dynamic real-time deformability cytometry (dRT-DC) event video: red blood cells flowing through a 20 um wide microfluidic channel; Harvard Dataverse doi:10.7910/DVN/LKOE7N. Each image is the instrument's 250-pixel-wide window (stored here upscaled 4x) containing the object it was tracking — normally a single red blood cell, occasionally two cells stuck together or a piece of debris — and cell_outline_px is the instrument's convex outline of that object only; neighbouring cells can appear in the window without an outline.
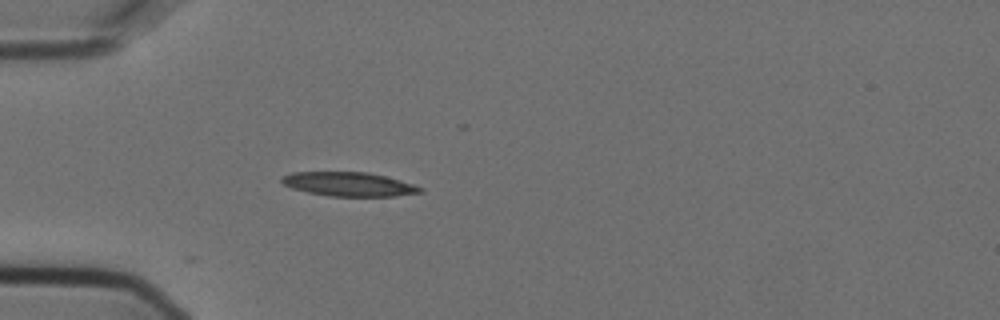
{"species": "Egyptian fruit bat (a non-hibernating species)", "species_latin": "Rousettus aegyptiacus", "temperature_condition": "cold", "stored_images_in_passage": 41, "camera_frame_rate_fps": 3000, "um_per_image_px": 0.085, "animal": {"sex": "female"}, "frame": {"image": 1, "passage_image": 1, "time_ms": 0.0, "image_size_px": [1000, 320], "cell_outline_px": [[424, 192], [396, 196], [328, 196], [308, 192], [292, 188], [284, 184], [280, 180], [280, 176], [292, 172], [368, 172], [384, 176], [412, 184], [424, 188]], "centroid_in_image_um": [29.63, 15.65], "position_along_channel_um": 55.4, "area_um2": 19.36}}
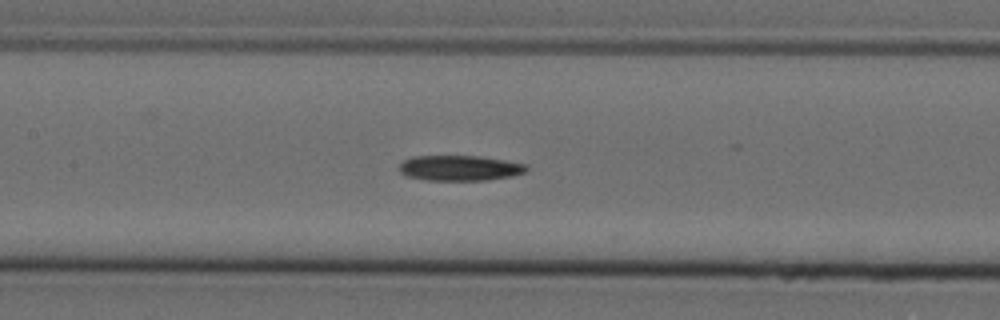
{"frame": {"image": 2, "passage_image": 11, "time_ms": 3.333, "image_size_px": [1000, 320], "cell_outline_px": [[528, 168], [524, 172], [512, 176], [488, 180], [424, 180], [408, 176], [400, 172], [400, 164], [404, 160], [412, 156], [480, 156], [528, 164]], "centroid_in_image_um": [39.09, 14.28], "position_along_channel_um": 168.3, "area_um2": 18.79}}
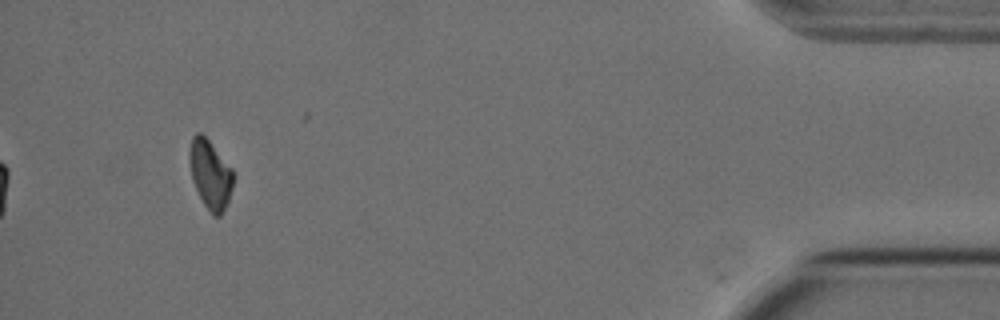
{"frame": {"image": 3, "passage_image": 37, "time_ms": 12.0, "image_size_px": [1000, 320], "cell_outline_px": [[232, 188], [228, 200], [220, 216], [212, 216], [204, 204], [192, 180], [188, 152], [192, 136], [196, 132], [200, 132], [208, 140], [232, 168]], "centroid_in_image_um": [17.84, 14.8], "position_along_channel_um": 417.4, "area_um2": 17.28}, "authors_computed_cell_mechanics": {"area_um2": 18.8428, "velocity_mm_per_s": 3.6254, "shape_relaxation_time_tau1_ms": 10.8126, "shape_relaxation_time_tau2_ms": null, "deformation_change_tau1": 0.234, "deformation_change_tau2": null}}